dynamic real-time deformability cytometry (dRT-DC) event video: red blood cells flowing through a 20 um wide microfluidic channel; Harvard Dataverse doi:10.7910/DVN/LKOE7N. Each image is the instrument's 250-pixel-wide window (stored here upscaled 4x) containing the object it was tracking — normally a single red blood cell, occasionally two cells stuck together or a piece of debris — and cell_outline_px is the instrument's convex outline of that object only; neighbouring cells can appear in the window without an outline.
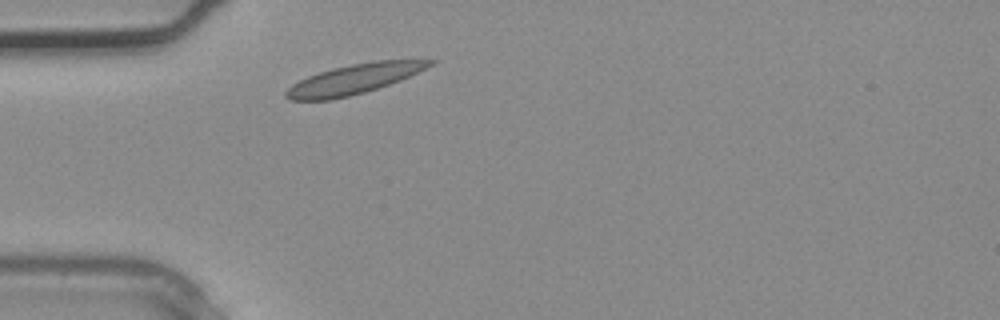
{"species": "common noctule bat (a hibernating species)", "species_latin": "Nyctalus noctula", "temperature_condition": "warm", "stored_images_in_passage": 1, "camera_frame_rate_fps": 3000, "um_per_image_px": 0.085, "animal": {"sex": "male", "body_mass_g": 20.4}, "frame": {"image": 1, "passage_image": 1, "time_ms": 0.0, "image_size_px": [1000, 320], "cell_outline_px": [[436, 60], [432, 64], [400, 80], [364, 92], [348, 96], [328, 100], [288, 100], [284, 96], [284, 92], [292, 84], [308, 76], [332, 68], [352, 64], [376, 60]], "centroid_in_image_um": [30.0, 6.73], "position_along_channel_um": 55.0, "area_um2": 24.45}}